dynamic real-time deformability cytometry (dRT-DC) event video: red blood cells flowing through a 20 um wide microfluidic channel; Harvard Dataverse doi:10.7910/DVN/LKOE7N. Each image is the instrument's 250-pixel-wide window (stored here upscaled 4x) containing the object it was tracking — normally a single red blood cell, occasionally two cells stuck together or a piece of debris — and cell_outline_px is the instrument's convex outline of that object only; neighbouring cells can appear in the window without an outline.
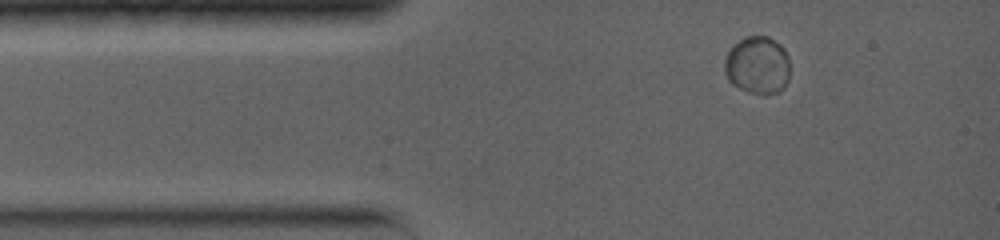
{"species": "common noctule bat (a hibernating species)", "species_latin": "Nyctalus noctula", "temperature_condition": "warm", "stored_images_in_passage": 21, "camera_frame_rate_fps": 5000, "um_per_image_px": 0.085, "animal": {"sex": "female", "body_mass_g": 19.0, "forearm_length_mm": 56.7}, "frame": {"image": 1, "passage_image": 1, "time_ms": 0.0, "image_size_px": [1000, 240], "cell_outline_px": [[788, 80], [784, 88], [780, 92], [768, 96], [764, 96], [748, 92], [732, 84], [728, 80], [724, 72], [724, 60], [728, 52], [744, 36], [768, 36], [780, 44], [784, 48], [788, 56]], "centroid_in_image_um": [64.4, 5.58], "position_along_channel_um": 20.6, "area_um2": 22.31}}
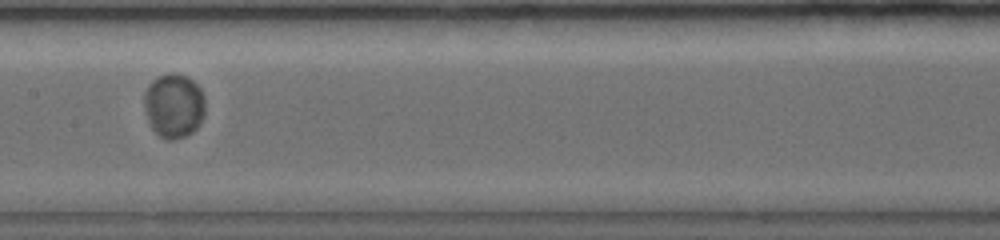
{"frame": {"image": 2, "passage_image": 9, "time_ms": 5.4, "image_size_px": [1000, 240], "cell_outline_px": [[204, 112], [200, 124], [192, 132], [184, 136], [172, 140], [168, 140], [160, 136], [152, 128], [148, 120], [144, 108], [144, 92], [148, 84], [152, 80], [160, 76], [172, 72], [188, 76], [200, 88], [204, 96]], "centroid_in_image_um": [14.77, 8.96], "position_along_channel_um": 192.6, "area_um2": 22.89}}
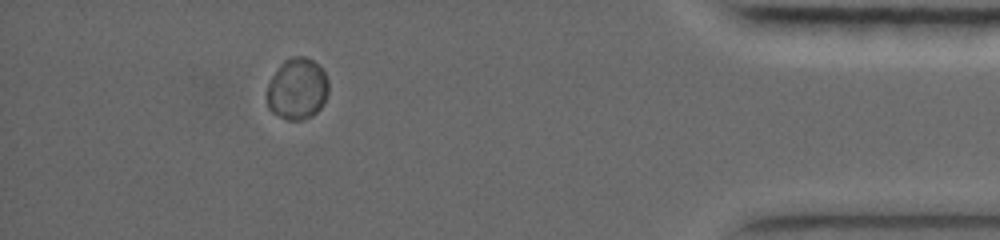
{"frame": {"image": 3, "passage_image": 19, "time_ms": 12.4, "image_size_px": [1000, 240], "cell_outline_px": [[328, 92], [320, 108], [312, 116], [300, 120], [288, 120], [272, 112], [268, 108], [268, 84], [272, 76], [280, 64], [284, 60], [292, 56], [304, 56], [312, 60], [324, 72], [328, 80]], "centroid_in_image_um": [25.26, 7.55], "position_along_channel_um": 409.9, "area_um2": 21.85}}